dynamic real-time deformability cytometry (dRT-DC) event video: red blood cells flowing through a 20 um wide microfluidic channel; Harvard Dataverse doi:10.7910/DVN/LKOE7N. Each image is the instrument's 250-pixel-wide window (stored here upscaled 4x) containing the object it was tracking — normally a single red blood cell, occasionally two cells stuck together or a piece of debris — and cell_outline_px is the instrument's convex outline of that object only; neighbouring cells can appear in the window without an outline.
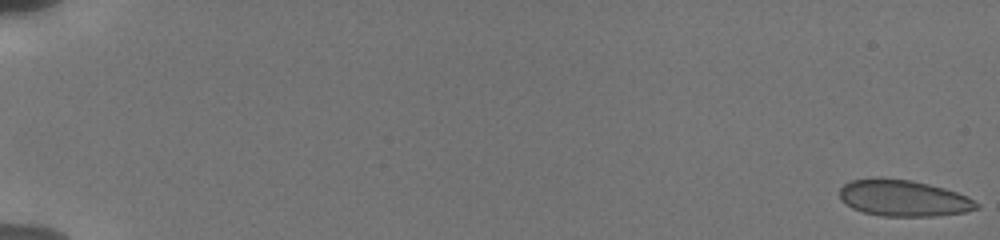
{"species": "human", "species_latin": "Homo sapiens", "temperature_condition": "cold", "stored_images_in_passage": 19, "camera_frame_rate_fps": 3000, "um_per_image_px": 0.085, "donor": {"sex": "male"}, "frame": {"image": 1, "passage_image": 1, "time_ms": 0.0, "image_size_px": [1000, 240], "cell_outline_px": [[980, 208], [964, 212], [932, 216], [880, 216], [864, 212], [852, 208], [840, 200], [840, 188], [844, 184], [852, 180], [876, 176], [880, 176], [912, 180], [944, 188], [968, 196], [980, 204]], "centroid_in_image_um": [76.77, 16.82], "position_along_channel_um": 8.2, "area_um2": 29.36}}
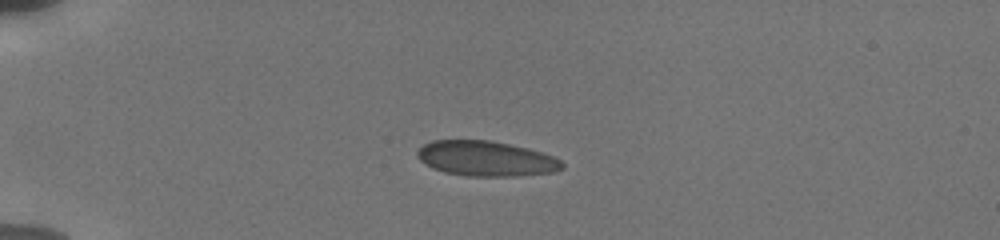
{"frame": {"image": 2, "passage_image": 16, "time_ms": 5.0, "image_size_px": [1000, 240], "cell_outline_px": [[564, 168], [552, 172], [512, 176], [468, 176], [444, 172], [432, 168], [424, 164], [416, 156], [416, 152], [424, 144], [432, 140], [488, 140], [528, 148], [552, 156], [560, 160], [564, 164]], "centroid_in_image_um": [41.27, 13.48], "position_along_channel_um": 43.7, "area_um2": 29.54}}